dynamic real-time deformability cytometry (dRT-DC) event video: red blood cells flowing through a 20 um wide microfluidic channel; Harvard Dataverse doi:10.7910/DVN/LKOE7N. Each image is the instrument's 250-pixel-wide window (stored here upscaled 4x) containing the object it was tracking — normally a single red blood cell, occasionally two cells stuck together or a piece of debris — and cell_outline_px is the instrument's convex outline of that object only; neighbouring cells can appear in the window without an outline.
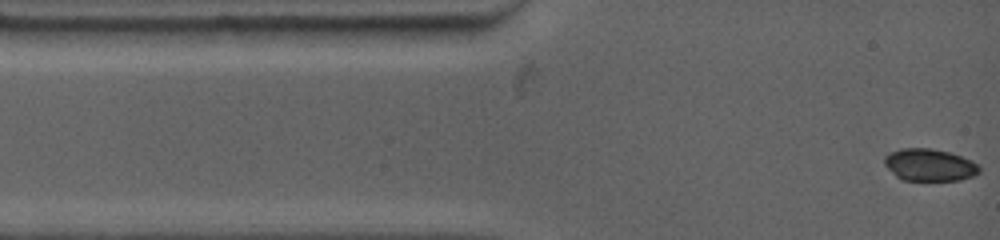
{"species": "common noctule bat (a hibernating species)", "species_latin": "Nyctalus noctula", "temperature_condition": "warm", "stored_images_in_passage": 24, "camera_frame_rate_fps": 4500, "um_per_image_px": 0.085, "animal": {"sex": "female", "body_mass_g": 19.0, "forearm_length_mm": 53.3}, "frame": {"image": 1, "passage_image": 1, "time_ms": 0.0, "image_size_px": [1000, 240], "cell_outline_px": [[980, 172], [972, 176], [960, 180], [904, 180], [896, 176], [884, 164], [884, 156], [888, 152], [900, 148], [928, 148], [948, 152], [972, 160], [980, 168]], "centroid_in_image_um": [78.98, 14.01], "position_along_channel_um": 6.0, "area_um2": 17.74}}
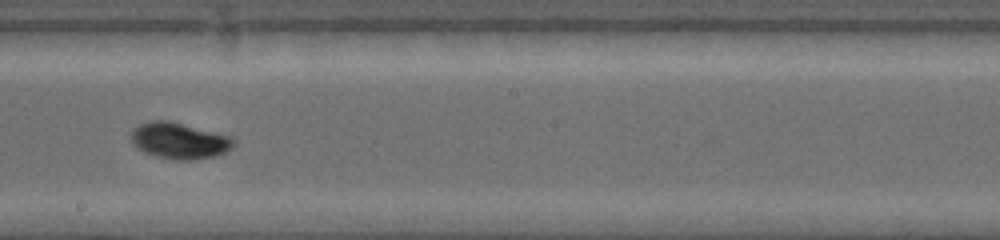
{"frame": {"image": 2, "passage_image": 11, "time_ms": 7.111, "image_size_px": [1000, 240], "cell_outline_px": [[236, 144], [232, 148], [216, 156], [192, 160], [176, 160], [156, 156], [144, 152], [132, 144], [132, 132], [140, 124], [152, 120], [168, 120], [232, 136], [236, 140]], "centroid_in_image_um": [15.29, 11.96], "position_along_channel_um": 232.9, "area_um2": 21.68}}
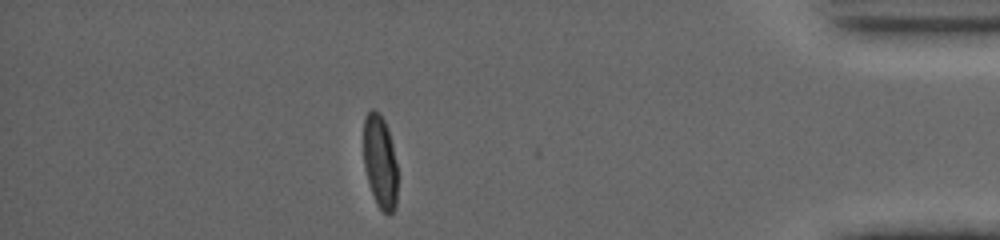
{"frame": {"image": 3, "passage_image": 21, "time_ms": 12.889, "image_size_px": [1000, 240], "cell_outline_px": [[396, 204], [392, 212], [388, 216], [380, 208], [372, 192], [368, 180], [364, 164], [364, 116], [372, 108], [380, 112], [388, 128], [392, 144], [396, 164]], "centroid_in_image_um": [32.3, 13.68], "position_along_channel_um": 402.9, "area_um2": 18.21}, "authors_computed_cell_mechanics": {"area_um2": 19.7387, "velocity_mm_per_s": 3.8225, "shape_relaxation_time_tau1_ms": 3.2562, "shape_relaxation_time_tau2_ms": null, "deformation_change_tau1": 0.1145, "deformation_change_tau2": null}}